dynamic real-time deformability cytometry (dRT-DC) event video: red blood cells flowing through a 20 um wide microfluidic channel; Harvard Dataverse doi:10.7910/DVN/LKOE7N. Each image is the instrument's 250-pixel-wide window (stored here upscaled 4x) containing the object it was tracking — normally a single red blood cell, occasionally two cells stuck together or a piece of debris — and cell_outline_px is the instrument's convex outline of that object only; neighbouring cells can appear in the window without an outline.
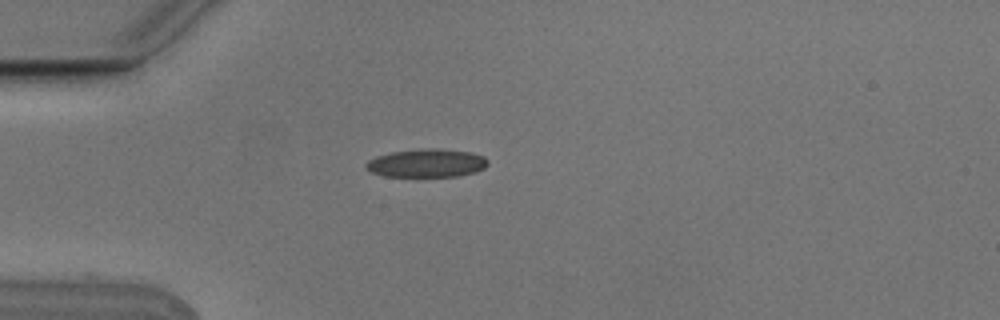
{"species": "Egyptian fruit bat (a non-hibernating species)", "species_latin": "Rousettus aegyptiacus", "temperature_condition": "cold", "stored_images_in_passage": 2, "camera_frame_rate_fps": 3000, "um_per_image_px": 0.085, "animal": {"sex": "male"}, "frame": {"image": 1, "passage_image": 1, "time_ms": 0.0, "image_size_px": [1000, 320], "cell_outline_px": [[488, 164], [484, 168], [476, 172], [456, 176], [384, 176], [372, 172], [364, 168], [364, 164], [368, 160], [376, 156], [392, 152], [428, 148], [436, 148], [472, 152], [484, 156], [488, 160]], "centroid_in_image_um": [36.27, 13.86], "position_along_channel_um": 48.7, "area_um2": 20.11}}